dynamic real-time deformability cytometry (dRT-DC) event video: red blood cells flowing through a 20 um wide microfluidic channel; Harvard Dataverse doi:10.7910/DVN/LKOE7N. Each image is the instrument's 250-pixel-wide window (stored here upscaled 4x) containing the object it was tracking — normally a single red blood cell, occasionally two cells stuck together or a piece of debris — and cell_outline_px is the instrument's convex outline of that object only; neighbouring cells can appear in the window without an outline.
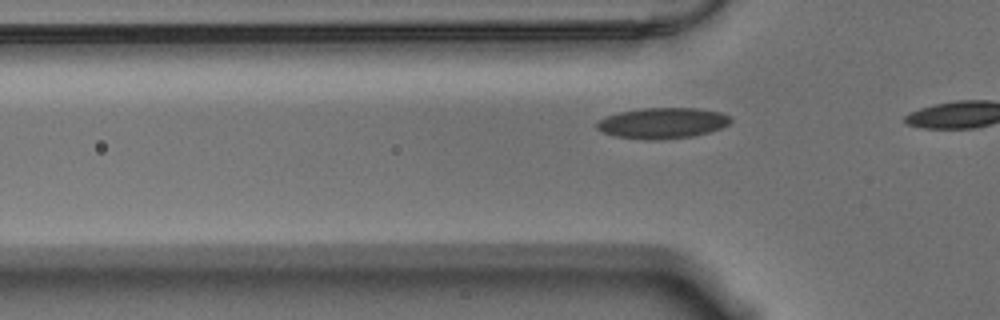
{"species": "Egyptian fruit bat (a non-hibernating species)", "species_latin": "Rousettus aegyptiacus", "temperature_condition": "warm", "stored_images_in_passage": 15, "camera_frame_rate_fps": 3000, "um_per_image_px": 0.085, "animal": {"sex": "male"}, "frame": {"image": 1, "passage_image": 13, "time_ms": 4.0, "image_size_px": [1000, 320], "cell_outline_px": [[732, 120], [728, 124], [720, 128], [708, 132], [692, 136], [660, 140], [644, 140], [612, 136], [596, 128], [596, 124], [604, 116], [620, 112], [640, 108], [700, 108], [720, 112], [732, 116]], "centroid_in_image_um": [56.3, 10.46], "position_along_channel_um": 69.5, "area_um2": 24.22}}